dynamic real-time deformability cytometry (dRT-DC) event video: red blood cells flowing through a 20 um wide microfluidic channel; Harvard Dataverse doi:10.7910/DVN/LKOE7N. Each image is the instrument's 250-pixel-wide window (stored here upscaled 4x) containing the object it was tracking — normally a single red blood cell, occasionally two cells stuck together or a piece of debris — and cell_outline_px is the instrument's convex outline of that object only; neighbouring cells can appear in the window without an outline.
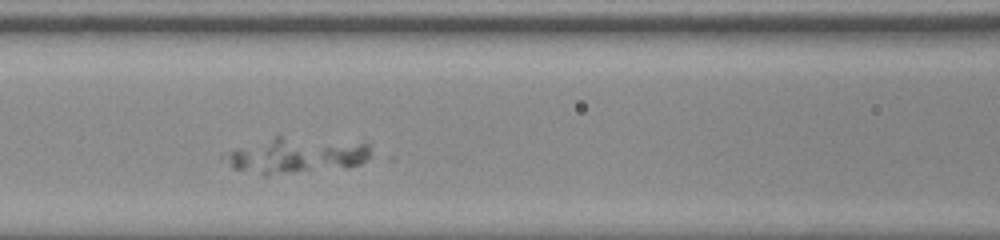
{"species": "common noctule bat (a hibernating species)", "species_latin": "Nyctalus noctula", "temperature_condition": "room temperature", "stored_images_in_passage": 28, "camera_frame_rate_fps": 3000, "um_per_image_px": 0.085, "animal": {"sex": "male", "body_mass_g": 20.0, "forearm_length_mm": 53.3}, "frame": {"image": 1, "passage_image": 11, "time_ms": 3.333, "image_size_px": [1000, 240], "cell_outline_px": [[372, 156], [360, 164], [264, 176], [232, 168], [220, 156], [220, 152], [276, 136], [280, 136], [368, 144]], "centroid_in_image_um": [25.02, 13.21], "position_along_channel_um": 141.6, "area_um2": 30.06}}
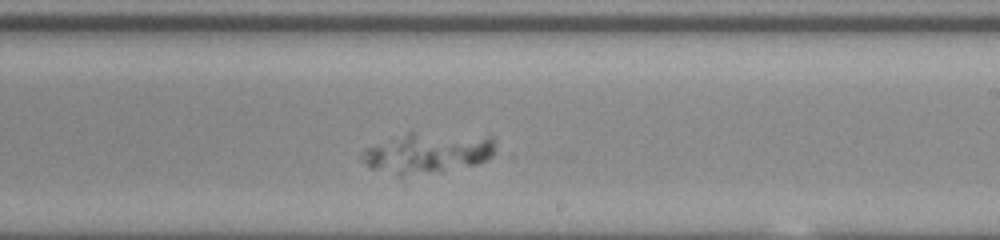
{"frame": {"image": 2, "passage_image": 20, "time_ms": 6.333, "image_size_px": [1000, 240], "cell_outline_px": [[496, 152], [492, 156], [476, 164], [440, 172], [400, 176], [372, 168], [360, 156], [360, 152], [368, 148], [408, 132], [412, 132], [488, 136], [492, 140]], "centroid_in_image_um": [36.38, 13.01], "position_along_channel_um": 252.6, "area_um2": 31.04}}
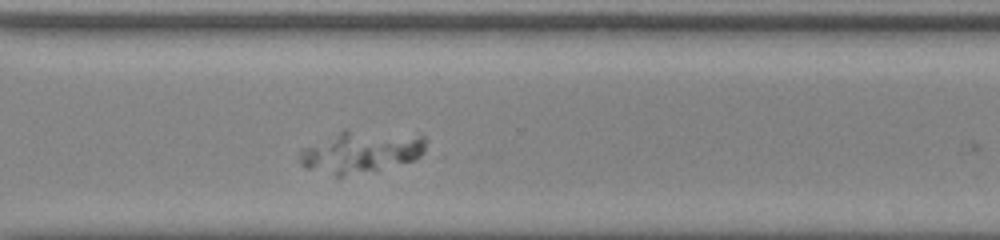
{"frame": {"image": 3, "passage_image": 27, "time_ms": 8.667, "image_size_px": [1000, 240], "cell_outline_px": [[428, 152], [412, 160], [376, 172], [340, 176], [336, 176], [304, 168], [300, 164], [300, 156], [304, 148], [344, 128], [348, 128], [424, 136]], "centroid_in_image_um": [30.72, 12.91], "position_along_channel_um": 339.9, "area_um2": 31.5}}